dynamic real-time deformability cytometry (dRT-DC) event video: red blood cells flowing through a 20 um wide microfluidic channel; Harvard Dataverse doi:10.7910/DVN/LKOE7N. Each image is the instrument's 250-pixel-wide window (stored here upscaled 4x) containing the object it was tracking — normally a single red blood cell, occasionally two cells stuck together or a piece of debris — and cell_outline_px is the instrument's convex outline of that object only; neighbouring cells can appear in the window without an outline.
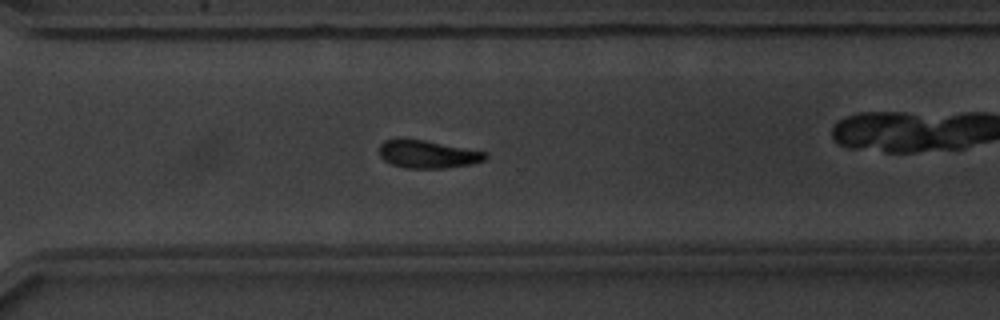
{"species": "common noctule bat (a hibernating species)", "species_latin": "Nyctalus noctula", "temperature_condition": "warm", "stored_images_in_passage": 54, "camera_frame_rate_fps": 3000, "um_per_image_px": 0.085, "animal": {"sex": "male", "body_mass_g": 20.1, "forearm_length_mm": 53.5}, "frame": {"image": 1, "passage_image": 39, "time_ms": 12.667, "image_size_px": [1000, 320], "cell_outline_px": [[488, 156], [484, 160], [472, 164], [444, 168], [404, 168], [392, 164], [384, 160], [380, 156], [380, 144], [384, 140], [396, 136], [400, 136], [424, 140], [488, 152]], "centroid_in_image_um": [36.31, 13.07], "position_along_channel_um": 334.3, "area_um2": 17.63}, "authors_computed_cell_mechanics": {"area_um2": 17.6868, "velocity_mm_per_s": 3.8163, "shape_relaxation_time_tau1_ms": 3.0126, "shape_relaxation_time_tau2_ms": null, "deformation_change_tau1": 0.1496, "deformation_change_tau2": null}}